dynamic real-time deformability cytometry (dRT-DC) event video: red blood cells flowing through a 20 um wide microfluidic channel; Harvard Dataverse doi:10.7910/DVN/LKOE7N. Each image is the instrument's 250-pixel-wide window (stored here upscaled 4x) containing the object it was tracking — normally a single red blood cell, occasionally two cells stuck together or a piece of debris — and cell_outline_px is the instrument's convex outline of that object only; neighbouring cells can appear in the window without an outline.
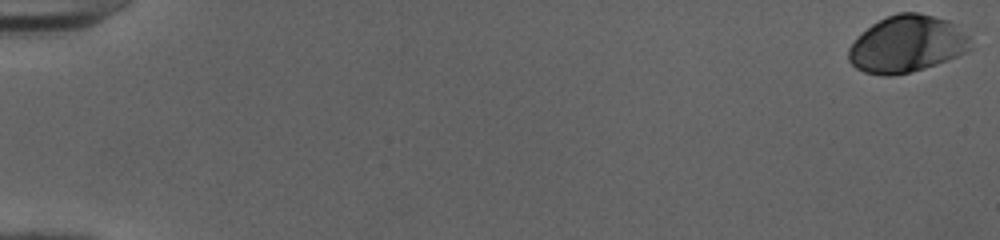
{"species": "human", "species_latin": "Homo sapiens", "temperature_condition": "cold", "stored_images_in_passage": 53, "camera_frame_rate_fps": 3000, "um_per_image_px": 0.085, "donor": {"sex": "female"}, "frame": {"image": 1, "passage_image": 1, "time_ms": 0.0, "image_size_px": [1000, 240], "cell_outline_px": [[972, 48], [968, 52], [948, 60], [912, 72], [892, 76], [884, 76], [864, 72], [856, 68], [848, 60], [848, 48], [872, 24], [896, 12], [920, 12], [948, 20], [956, 24], [968, 36]], "centroid_in_image_um": [77.12, 3.75], "position_along_channel_um": 7.9, "area_um2": 40.46}}
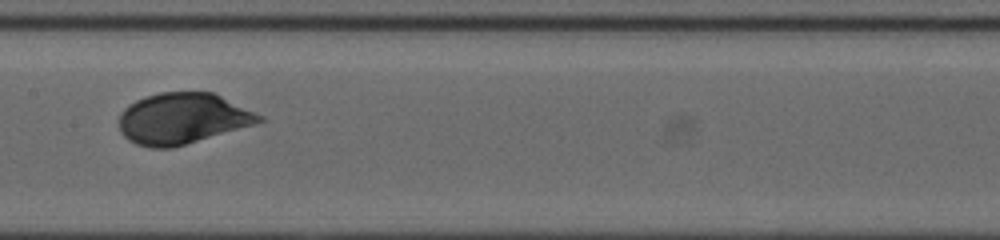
{"frame": {"image": 2, "passage_image": 29, "time_ms": 9.333, "image_size_px": [1000, 240], "cell_outline_px": [[268, 120], [256, 124], [172, 148], [152, 148], [136, 144], [128, 140], [120, 132], [120, 112], [128, 104], [144, 96], [160, 92], [212, 92], [264, 116]], "centroid_in_image_um": [15.51, 10.07], "position_along_channel_um": 191.9, "area_um2": 41.73}}
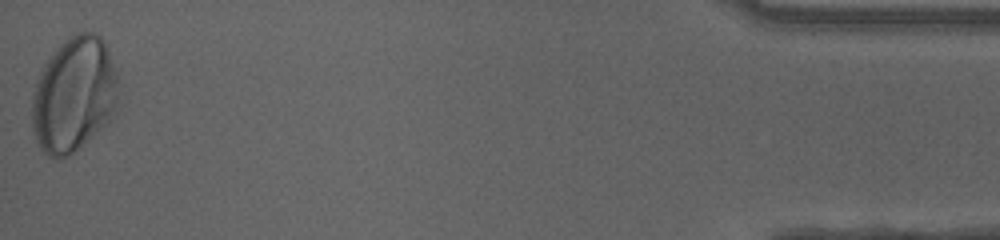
{"frame": {"image": 3, "passage_image": 53, "time_ms": 17.333, "image_size_px": [1000, 240], "cell_outline_px": [[120, 84], [116, 116], [112, 120], [80, 148], [68, 156], [56, 160], [48, 156], [40, 148], [32, 132], [32, 92], [36, 80], [44, 64], [56, 48], [60, 44], [72, 36], [80, 32], [92, 32], [100, 36], [104, 40], [120, 80]], "centroid_in_image_um": [6.32, 8.09], "position_along_channel_um": 428.9, "area_um2": 59.13}, "authors_computed_cell_mechanics": {"area_um2": 40.9224, "velocity_mm_per_s": 3.9796, "shape_relaxation_time_tau1_ms": 2.7954, "shape_relaxation_time_tau2_ms": null, "deformation_change_tau1": 0.1291, "deformation_change_tau2": null}}